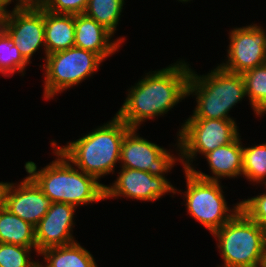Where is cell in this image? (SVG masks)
Listing matches in <instances>:
<instances>
[{"instance_id": "obj_1", "label": "cell", "mask_w": 266, "mask_h": 267, "mask_svg": "<svg viewBox=\"0 0 266 267\" xmlns=\"http://www.w3.org/2000/svg\"><path fill=\"white\" fill-rule=\"evenodd\" d=\"M148 74L130 88L125 102L116 113L130 128H138L140 122L164 115L188 96L191 69L185 62L180 61Z\"/></svg>"}, {"instance_id": "obj_2", "label": "cell", "mask_w": 266, "mask_h": 267, "mask_svg": "<svg viewBox=\"0 0 266 267\" xmlns=\"http://www.w3.org/2000/svg\"><path fill=\"white\" fill-rule=\"evenodd\" d=\"M58 157L51 164L37 171L34 162L25 163L26 172L52 203H67L73 206L87 205L105 199V186L83 171L75 169L71 162L51 143Z\"/></svg>"}, {"instance_id": "obj_3", "label": "cell", "mask_w": 266, "mask_h": 267, "mask_svg": "<svg viewBox=\"0 0 266 267\" xmlns=\"http://www.w3.org/2000/svg\"><path fill=\"white\" fill-rule=\"evenodd\" d=\"M130 129L117 115L111 122L95 129L64 147H56L79 170L95 177L114 172L120 161L123 137Z\"/></svg>"}, {"instance_id": "obj_4", "label": "cell", "mask_w": 266, "mask_h": 267, "mask_svg": "<svg viewBox=\"0 0 266 267\" xmlns=\"http://www.w3.org/2000/svg\"><path fill=\"white\" fill-rule=\"evenodd\" d=\"M197 95V106L188 119H224L230 109L246 95L241 74L231 73L220 66L207 75L198 76L191 70L188 81V96Z\"/></svg>"}, {"instance_id": "obj_5", "label": "cell", "mask_w": 266, "mask_h": 267, "mask_svg": "<svg viewBox=\"0 0 266 267\" xmlns=\"http://www.w3.org/2000/svg\"><path fill=\"white\" fill-rule=\"evenodd\" d=\"M212 235L218 238L224 267H264L266 229L252 221L241 208Z\"/></svg>"}, {"instance_id": "obj_6", "label": "cell", "mask_w": 266, "mask_h": 267, "mask_svg": "<svg viewBox=\"0 0 266 267\" xmlns=\"http://www.w3.org/2000/svg\"><path fill=\"white\" fill-rule=\"evenodd\" d=\"M185 174L187 190L184 197L187 211L213 233L235 215L240 209V202L232 209L233 211L229 210L220 181L199 178L191 170L185 169Z\"/></svg>"}, {"instance_id": "obj_7", "label": "cell", "mask_w": 266, "mask_h": 267, "mask_svg": "<svg viewBox=\"0 0 266 267\" xmlns=\"http://www.w3.org/2000/svg\"><path fill=\"white\" fill-rule=\"evenodd\" d=\"M45 62L44 98L50 99L91 76L103 59L92 51L73 46L46 55Z\"/></svg>"}, {"instance_id": "obj_8", "label": "cell", "mask_w": 266, "mask_h": 267, "mask_svg": "<svg viewBox=\"0 0 266 267\" xmlns=\"http://www.w3.org/2000/svg\"><path fill=\"white\" fill-rule=\"evenodd\" d=\"M234 120L187 119L178 136V148L184 170L192 168L191 161L200 154H207L216 148L234 141L239 133ZM192 159V160H190ZM190 161V162H189Z\"/></svg>"}, {"instance_id": "obj_9", "label": "cell", "mask_w": 266, "mask_h": 267, "mask_svg": "<svg viewBox=\"0 0 266 267\" xmlns=\"http://www.w3.org/2000/svg\"><path fill=\"white\" fill-rule=\"evenodd\" d=\"M1 28L29 63L40 46L45 48L44 7H14L3 13Z\"/></svg>"}, {"instance_id": "obj_10", "label": "cell", "mask_w": 266, "mask_h": 267, "mask_svg": "<svg viewBox=\"0 0 266 267\" xmlns=\"http://www.w3.org/2000/svg\"><path fill=\"white\" fill-rule=\"evenodd\" d=\"M137 128H130L122 140L120 161L122 168L149 172L153 176L165 177L177 158L166 149L136 134Z\"/></svg>"}, {"instance_id": "obj_11", "label": "cell", "mask_w": 266, "mask_h": 267, "mask_svg": "<svg viewBox=\"0 0 266 267\" xmlns=\"http://www.w3.org/2000/svg\"><path fill=\"white\" fill-rule=\"evenodd\" d=\"M229 37L228 61L220 64L221 68L242 74L266 63V33L262 27L234 28Z\"/></svg>"}, {"instance_id": "obj_12", "label": "cell", "mask_w": 266, "mask_h": 267, "mask_svg": "<svg viewBox=\"0 0 266 267\" xmlns=\"http://www.w3.org/2000/svg\"><path fill=\"white\" fill-rule=\"evenodd\" d=\"M112 186H105V199L125 196L136 200L154 201L165 193H176L165 177L153 176L149 172L122 168Z\"/></svg>"}, {"instance_id": "obj_13", "label": "cell", "mask_w": 266, "mask_h": 267, "mask_svg": "<svg viewBox=\"0 0 266 267\" xmlns=\"http://www.w3.org/2000/svg\"><path fill=\"white\" fill-rule=\"evenodd\" d=\"M16 187L13 183H4L1 204L35 227L48 212L52 201L29 176Z\"/></svg>"}, {"instance_id": "obj_14", "label": "cell", "mask_w": 266, "mask_h": 267, "mask_svg": "<svg viewBox=\"0 0 266 267\" xmlns=\"http://www.w3.org/2000/svg\"><path fill=\"white\" fill-rule=\"evenodd\" d=\"M75 206L55 202L46 215L35 226L37 253L56 246H66L76 242L70 233L73 227Z\"/></svg>"}, {"instance_id": "obj_15", "label": "cell", "mask_w": 266, "mask_h": 267, "mask_svg": "<svg viewBox=\"0 0 266 267\" xmlns=\"http://www.w3.org/2000/svg\"><path fill=\"white\" fill-rule=\"evenodd\" d=\"M113 34L86 14L75 15L74 46L98 54L103 60L114 54L124 39L110 41Z\"/></svg>"}, {"instance_id": "obj_16", "label": "cell", "mask_w": 266, "mask_h": 267, "mask_svg": "<svg viewBox=\"0 0 266 267\" xmlns=\"http://www.w3.org/2000/svg\"><path fill=\"white\" fill-rule=\"evenodd\" d=\"M239 136L232 142L220 146L205 154L210 170L214 176H209L194 168L190 170L199 178L218 181L221 177L235 178L242 174L243 170V147Z\"/></svg>"}, {"instance_id": "obj_17", "label": "cell", "mask_w": 266, "mask_h": 267, "mask_svg": "<svg viewBox=\"0 0 266 267\" xmlns=\"http://www.w3.org/2000/svg\"><path fill=\"white\" fill-rule=\"evenodd\" d=\"M45 53L67 50L75 42V15L52 13L44 8Z\"/></svg>"}, {"instance_id": "obj_18", "label": "cell", "mask_w": 266, "mask_h": 267, "mask_svg": "<svg viewBox=\"0 0 266 267\" xmlns=\"http://www.w3.org/2000/svg\"><path fill=\"white\" fill-rule=\"evenodd\" d=\"M0 243L33 247L37 252L35 227L0 205Z\"/></svg>"}, {"instance_id": "obj_19", "label": "cell", "mask_w": 266, "mask_h": 267, "mask_svg": "<svg viewBox=\"0 0 266 267\" xmlns=\"http://www.w3.org/2000/svg\"><path fill=\"white\" fill-rule=\"evenodd\" d=\"M38 254L44 255L45 267H98L92 254L77 242L50 247ZM39 267L44 266L39 263Z\"/></svg>"}, {"instance_id": "obj_20", "label": "cell", "mask_w": 266, "mask_h": 267, "mask_svg": "<svg viewBox=\"0 0 266 267\" xmlns=\"http://www.w3.org/2000/svg\"><path fill=\"white\" fill-rule=\"evenodd\" d=\"M246 88V95L254 112L260 116L266 113V63L249 69L241 74Z\"/></svg>"}, {"instance_id": "obj_21", "label": "cell", "mask_w": 266, "mask_h": 267, "mask_svg": "<svg viewBox=\"0 0 266 267\" xmlns=\"http://www.w3.org/2000/svg\"><path fill=\"white\" fill-rule=\"evenodd\" d=\"M123 4L124 0H88L84 14L96 20L114 35Z\"/></svg>"}, {"instance_id": "obj_22", "label": "cell", "mask_w": 266, "mask_h": 267, "mask_svg": "<svg viewBox=\"0 0 266 267\" xmlns=\"http://www.w3.org/2000/svg\"><path fill=\"white\" fill-rule=\"evenodd\" d=\"M27 64L29 63L23 58L10 36L0 28V73L4 76L13 75L15 71L23 73Z\"/></svg>"}, {"instance_id": "obj_23", "label": "cell", "mask_w": 266, "mask_h": 267, "mask_svg": "<svg viewBox=\"0 0 266 267\" xmlns=\"http://www.w3.org/2000/svg\"><path fill=\"white\" fill-rule=\"evenodd\" d=\"M242 175L251 182H262L266 179V143L253 147H243Z\"/></svg>"}, {"instance_id": "obj_24", "label": "cell", "mask_w": 266, "mask_h": 267, "mask_svg": "<svg viewBox=\"0 0 266 267\" xmlns=\"http://www.w3.org/2000/svg\"><path fill=\"white\" fill-rule=\"evenodd\" d=\"M31 249L32 247L0 243V267H39V263L31 261L27 255Z\"/></svg>"}, {"instance_id": "obj_25", "label": "cell", "mask_w": 266, "mask_h": 267, "mask_svg": "<svg viewBox=\"0 0 266 267\" xmlns=\"http://www.w3.org/2000/svg\"><path fill=\"white\" fill-rule=\"evenodd\" d=\"M241 210L266 229V193L240 202Z\"/></svg>"}, {"instance_id": "obj_26", "label": "cell", "mask_w": 266, "mask_h": 267, "mask_svg": "<svg viewBox=\"0 0 266 267\" xmlns=\"http://www.w3.org/2000/svg\"><path fill=\"white\" fill-rule=\"evenodd\" d=\"M88 0H45L43 7L57 14H83Z\"/></svg>"}, {"instance_id": "obj_27", "label": "cell", "mask_w": 266, "mask_h": 267, "mask_svg": "<svg viewBox=\"0 0 266 267\" xmlns=\"http://www.w3.org/2000/svg\"><path fill=\"white\" fill-rule=\"evenodd\" d=\"M44 2L45 0H18L16 7H41Z\"/></svg>"}, {"instance_id": "obj_28", "label": "cell", "mask_w": 266, "mask_h": 267, "mask_svg": "<svg viewBox=\"0 0 266 267\" xmlns=\"http://www.w3.org/2000/svg\"><path fill=\"white\" fill-rule=\"evenodd\" d=\"M12 0H0V10L3 12V13H6L7 12V5L11 3Z\"/></svg>"}, {"instance_id": "obj_29", "label": "cell", "mask_w": 266, "mask_h": 267, "mask_svg": "<svg viewBox=\"0 0 266 267\" xmlns=\"http://www.w3.org/2000/svg\"><path fill=\"white\" fill-rule=\"evenodd\" d=\"M3 186H4V182H0V205L2 203V189H3Z\"/></svg>"}, {"instance_id": "obj_30", "label": "cell", "mask_w": 266, "mask_h": 267, "mask_svg": "<svg viewBox=\"0 0 266 267\" xmlns=\"http://www.w3.org/2000/svg\"><path fill=\"white\" fill-rule=\"evenodd\" d=\"M2 17H3V12L0 10V28H1V25H2Z\"/></svg>"}, {"instance_id": "obj_31", "label": "cell", "mask_w": 266, "mask_h": 267, "mask_svg": "<svg viewBox=\"0 0 266 267\" xmlns=\"http://www.w3.org/2000/svg\"><path fill=\"white\" fill-rule=\"evenodd\" d=\"M179 1H181V2H182V1H183V2H188V1H190V0H179Z\"/></svg>"}]
</instances>
